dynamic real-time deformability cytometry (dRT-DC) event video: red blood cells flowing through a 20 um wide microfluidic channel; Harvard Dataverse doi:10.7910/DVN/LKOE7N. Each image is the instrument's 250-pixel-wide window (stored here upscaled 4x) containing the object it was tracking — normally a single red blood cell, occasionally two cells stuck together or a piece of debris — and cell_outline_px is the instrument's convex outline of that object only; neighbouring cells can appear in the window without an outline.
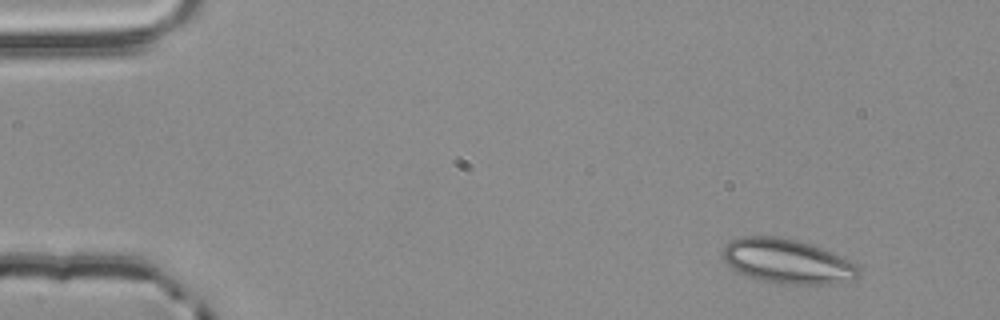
{"species": "common noctule bat (a hibernating species)", "species_latin": "Nyctalus noctula", "temperature_condition": "room temperature", "stored_images_in_passage": 3, "camera_frame_rate_fps": 3000, "um_per_image_px": 0.085, "animal": {"sex": "male", "body_mass_g": 20.4}, "frame": {"image": 1, "passage_image": 1, "time_ms": 0.0, "image_size_px": [1000, 320], "cell_outline_px": [[860, 276], [856, 280], [832, 284], [788, 284], [764, 280], [748, 276], [736, 272], [724, 260], [724, 248], [732, 240], [744, 236], [772, 236], [796, 240], [820, 248], [856, 264], [860, 268]], "centroid_in_image_um": [66.95, 22.23], "position_along_channel_um": 18.0, "area_um2": 34.74}}